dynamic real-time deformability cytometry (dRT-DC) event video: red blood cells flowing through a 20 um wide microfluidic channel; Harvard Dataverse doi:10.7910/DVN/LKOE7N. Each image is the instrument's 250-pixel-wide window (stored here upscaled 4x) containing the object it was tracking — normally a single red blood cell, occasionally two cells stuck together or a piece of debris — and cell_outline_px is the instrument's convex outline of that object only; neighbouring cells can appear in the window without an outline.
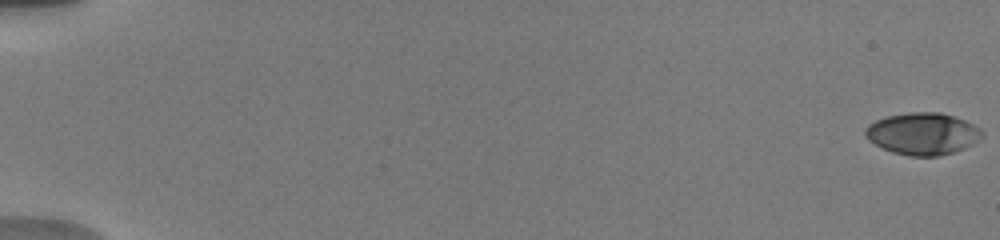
{"species": "human", "species_latin": "Homo sapiens", "temperature_condition": "warm", "stored_images_in_passage": 59, "camera_frame_rate_fps": 3000, "um_per_image_px": 0.085, "donor": {"sex": "male"}, "frame": {"image": 1, "passage_image": 1, "time_ms": 0.0, "image_size_px": [1000, 240], "cell_outline_px": [[984, 136], [972, 144], [964, 148], [940, 156], [908, 156], [892, 152], [868, 140], [864, 136], [864, 128], [868, 124], [876, 120], [888, 116], [908, 112], [940, 112], [964, 120], [980, 128], [984, 132]], "centroid_in_image_um": [78.41, 11.36], "position_along_channel_um": 6.6, "area_um2": 28.61}}
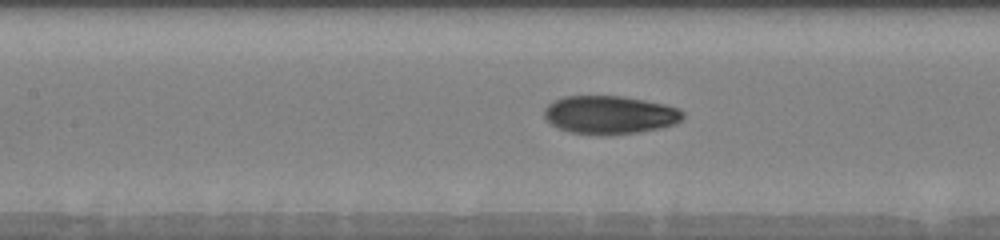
{"frame": {"image": 2, "passage_image": 28, "time_ms": 9.0, "image_size_px": [1000, 240], "cell_outline_px": [[684, 116], [676, 124], [660, 128], [640, 132], [604, 136], [568, 132], [552, 124], [544, 116], [544, 108], [548, 104], [564, 96], [624, 96], [664, 104], [680, 108], [684, 112]], "centroid_in_image_um": [51.85, 9.77], "position_along_channel_um": 155.5, "area_um2": 31.15}}
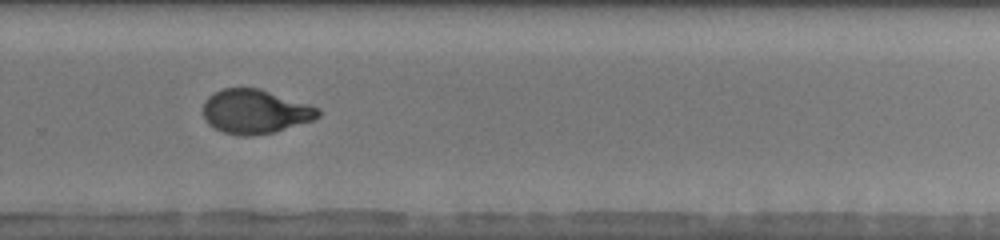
{"frame": {"image": 3, "passage_image": 42, "time_ms": 13.0, "image_size_px": [1000, 240], "cell_outline_px": [[320, 116], [312, 120], [272, 132], [252, 136], [236, 136], [212, 128], [208, 124], [204, 116], [204, 100], [208, 96], [224, 88], [260, 88], [320, 108]], "centroid_in_image_um": [21.66, 9.48], "position_along_channel_um": 308.1, "area_um2": 29.48}, "authors_computed_cell_mechanics": {"area_um2": 29.5358, "velocity_mm_per_s": 3.8296, "shape_relaxation_time_tau1_ms": 3.5076, "shape_relaxation_time_tau2_ms": 1.2952, "deformation_change_tau1": 0.19, "deformation_change_tau2": 0.0618}}